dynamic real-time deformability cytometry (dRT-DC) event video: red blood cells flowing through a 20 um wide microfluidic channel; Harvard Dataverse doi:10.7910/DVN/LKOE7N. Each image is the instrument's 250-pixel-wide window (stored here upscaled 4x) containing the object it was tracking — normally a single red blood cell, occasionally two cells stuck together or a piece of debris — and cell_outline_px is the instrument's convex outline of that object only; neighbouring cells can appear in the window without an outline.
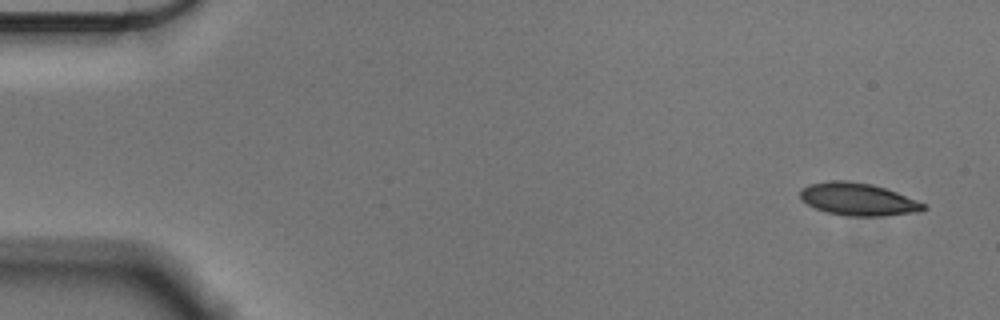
{"species": "Egyptian fruit bat (a non-hibernating species)", "species_latin": "Rousettus aegyptiacus", "temperature_condition": "cold", "stored_images_in_passage": 54, "camera_frame_rate_fps": 3000, "um_per_image_px": 0.085, "animal": {"sex": "male"}, "frame": {"image": 1, "passage_image": 1, "time_ms": 0.0, "image_size_px": [1000, 320], "cell_outline_px": [[928, 208], [920, 212], [880, 216], [848, 216], [828, 212], [816, 208], [800, 200], [800, 188], [808, 184], [832, 180], [848, 180], [872, 184], [896, 192], [924, 204]], "centroid_in_image_um": [72.9, 16.93], "position_along_channel_um": 12.1, "area_um2": 23.35}}
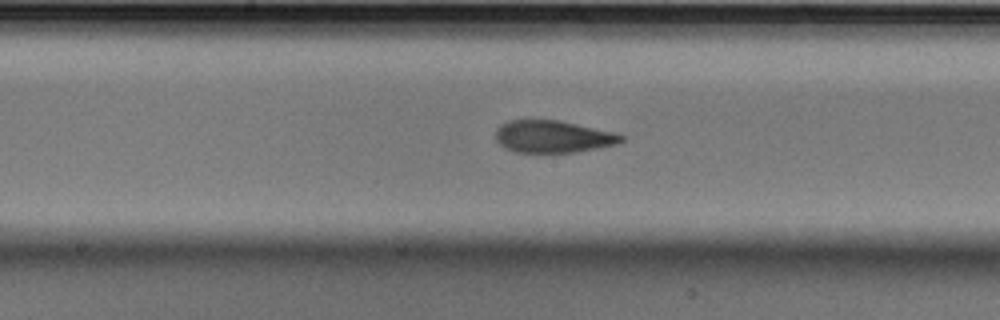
{"frame": {"image": 2, "passage_image": 27, "time_ms": 8.667, "image_size_px": [1000, 320], "cell_outline_px": [[624, 140], [616, 144], [576, 152], [516, 152], [504, 148], [496, 140], [496, 128], [500, 124], [508, 120], [560, 120], [616, 132], [624, 136]], "centroid_in_image_um": [46.99, 11.6], "position_along_channel_um": 201.2, "area_um2": 23.7}}
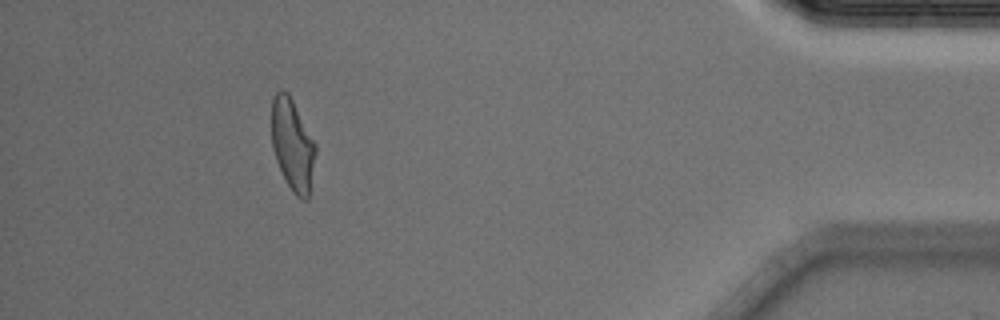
{"frame": {"image": 3, "passage_image": 49, "time_ms": 16.0, "image_size_px": [1000, 320], "cell_outline_px": [[316, 152], [308, 200], [304, 200], [296, 196], [292, 192], [276, 160], [272, 148], [272, 96], [280, 88], [288, 92], [316, 144]], "centroid_in_image_um": [24.86, 12.29], "position_along_channel_um": 410.3, "area_um2": 23.41}, "authors_computed_cell_mechanics": {"area_um2": 23.9292, "velocity_mm_per_s": 3.5801, "shape_relaxation_time_tau1_ms": 4.0929, "shape_relaxation_time_tau2_ms": 1.9185, "deformation_change_tau1": 0.1566, "deformation_change_tau2": 0.0837}}